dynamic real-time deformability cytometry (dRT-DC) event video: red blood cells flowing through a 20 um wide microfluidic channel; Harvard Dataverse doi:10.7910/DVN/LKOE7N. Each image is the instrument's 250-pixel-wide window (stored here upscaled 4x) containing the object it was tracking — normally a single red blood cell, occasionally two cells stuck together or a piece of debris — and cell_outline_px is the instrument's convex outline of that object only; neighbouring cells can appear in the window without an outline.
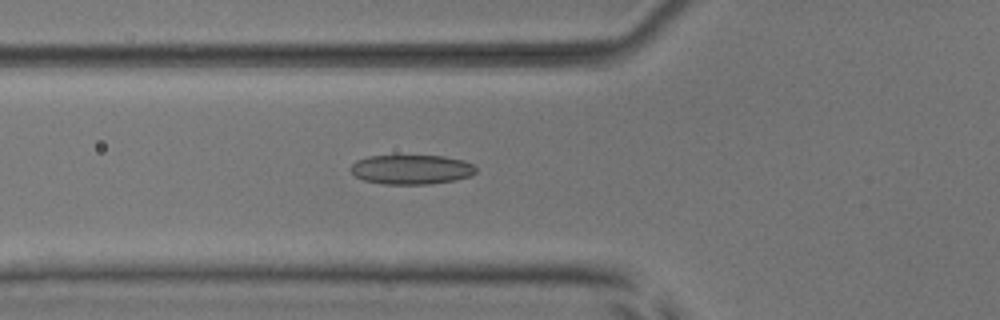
{"species": "common noctule bat (a hibernating species)", "species_latin": "Nyctalus noctula", "temperature_condition": "room temperature", "stored_images_in_passage": 53, "camera_frame_rate_fps": 3000, "um_per_image_px": 0.085, "animal": {"sex": "male", "body_mass_g": 17.9, "forearm_length_mm": 54.2}, "frame": {"image": 1, "passage_image": 20, "time_ms": 6.333, "image_size_px": [1000, 320], "cell_outline_px": [[476, 172], [468, 176], [456, 180], [428, 184], [384, 184], [364, 180], [356, 176], [348, 168], [356, 160], [368, 156], [444, 156], [464, 160], [472, 164], [476, 168]], "centroid_in_image_um": [34.95, 14.4], "position_along_channel_um": 90.8, "area_um2": 21.5}}
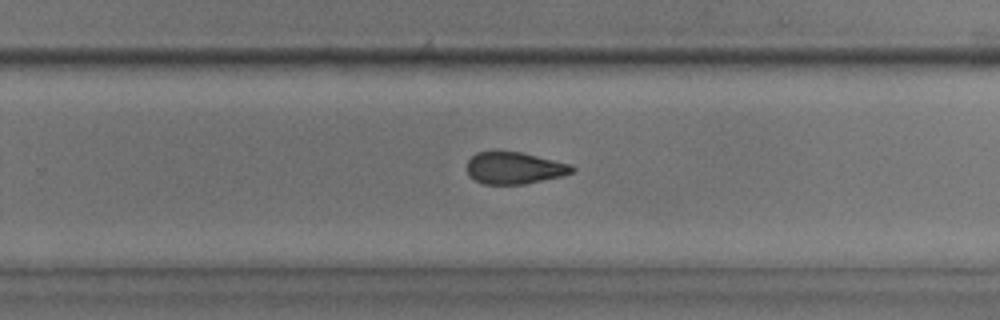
{"frame": {"image": 2, "passage_image": 35, "time_ms": 11.333, "image_size_px": [1000, 320], "cell_outline_px": [[576, 168], [572, 172], [564, 176], [524, 184], [484, 184], [476, 180], [468, 172], [468, 160], [476, 152], [520, 152], [572, 164]], "centroid_in_image_um": [43.78, 14.29], "position_along_channel_um": 286.0, "area_um2": 19.36}}
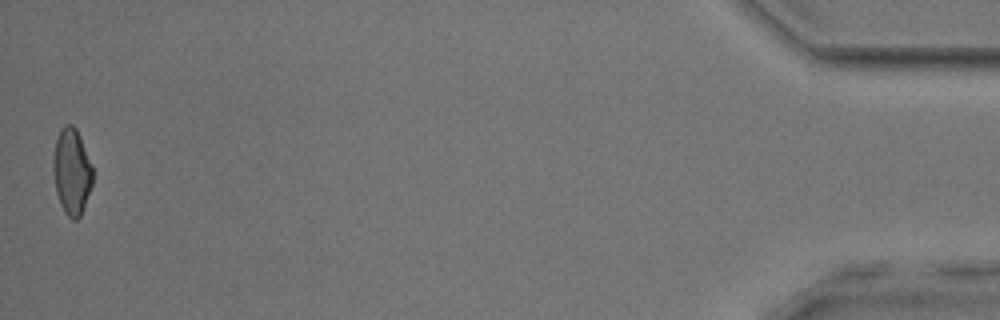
{"frame": {"image": 3, "passage_image": 53, "time_ms": 17.333, "image_size_px": [1000, 320], "cell_outline_px": [[92, 184], [80, 216], [76, 220], [72, 220], [64, 212], [60, 204], [56, 192], [52, 168], [52, 160], [56, 140], [60, 128], [64, 124], [72, 124], [76, 128], [80, 136], [92, 164]], "centroid_in_image_um": [6.08, 14.55], "position_along_channel_um": 429.1, "area_um2": 19.94}, "authors_computed_cell_mechanics": {"area_um2": 20.8658, "velocity_mm_per_s": 3.9145, "shape_relaxation_time_tau1_ms": 11.1893, "shape_relaxation_time_tau2_ms": 2.8946, "deformation_change_tau1": 0.1972, "deformation_change_tau2": 0.1116}}